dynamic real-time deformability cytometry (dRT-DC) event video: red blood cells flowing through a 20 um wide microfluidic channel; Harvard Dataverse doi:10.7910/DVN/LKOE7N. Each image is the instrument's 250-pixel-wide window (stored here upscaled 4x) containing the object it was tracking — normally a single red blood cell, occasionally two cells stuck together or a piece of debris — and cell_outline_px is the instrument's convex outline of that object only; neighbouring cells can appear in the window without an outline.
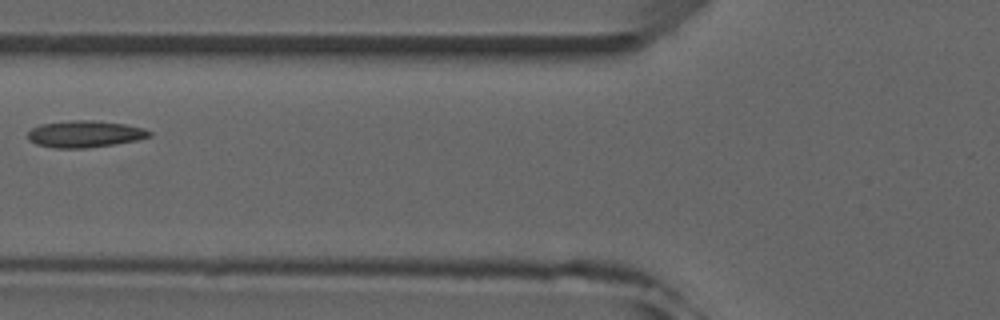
{"species": "common noctule bat (a hibernating species)", "species_latin": "Nyctalus noctula", "temperature_condition": "room temperature", "stored_images_in_passage": 4, "camera_frame_rate_fps": 3000, "um_per_image_px": 0.085, "animal": {"sex": "male", "forearm_length_mm": 52.5}, "frame": {"image": 1, "passage_image": 4, "time_ms": 4.333, "image_size_px": [1000, 320], "cell_outline_px": [[152, 136], [136, 140], [116, 144], [88, 148], [56, 148], [36, 144], [28, 140], [28, 132], [32, 128], [40, 124], [72, 120], [96, 120], [124, 124], [144, 128], [152, 132]], "centroid_in_image_um": [7.22, 11.39], "position_along_channel_um": 118.6, "area_um2": 19.07}}